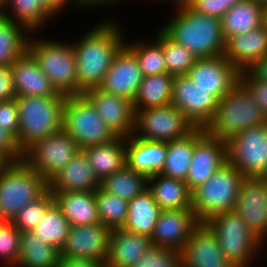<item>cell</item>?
Segmentation results:
<instances>
[{"label":"cell","mask_w":267,"mask_h":267,"mask_svg":"<svg viewBox=\"0 0 267 267\" xmlns=\"http://www.w3.org/2000/svg\"><path fill=\"white\" fill-rule=\"evenodd\" d=\"M122 33L119 24L105 20L88 30L79 41L72 42L79 95L101 85L114 58L125 46Z\"/></svg>","instance_id":"6da1fadb"},{"label":"cell","mask_w":267,"mask_h":267,"mask_svg":"<svg viewBox=\"0 0 267 267\" xmlns=\"http://www.w3.org/2000/svg\"><path fill=\"white\" fill-rule=\"evenodd\" d=\"M173 19L161 28L197 58L222 56L226 41L220 19L198 13L188 6L176 8Z\"/></svg>","instance_id":"7a4b0ae2"},{"label":"cell","mask_w":267,"mask_h":267,"mask_svg":"<svg viewBox=\"0 0 267 267\" xmlns=\"http://www.w3.org/2000/svg\"><path fill=\"white\" fill-rule=\"evenodd\" d=\"M67 96L16 97L19 131L16 144L24 154L38 140L63 129L64 103Z\"/></svg>","instance_id":"3957f363"},{"label":"cell","mask_w":267,"mask_h":267,"mask_svg":"<svg viewBox=\"0 0 267 267\" xmlns=\"http://www.w3.org/2000/svg\"><path fill=\"white\" fill-rule=\"evenodd\" d=\"M267 123L262 108L239 81L218 104L209 123L204 127L208 135L228 141L247 128Z\"/></svg>","instance_id":"277c9868"},{"label":"cell","mask_w":267,"mask_h":267,"mask_svg":"<svg viewBox=\"0 0 267 267\" xmlns=\"http://www.w3.org/2000/svg\"><path fill=\"white\" fill-rule=\"evenodd\" d=\"M36 37V38H35ZM30 35L27 51L58 93L79 95L76 56L71 43ZM35 38V39H34Z\"/></svg>","instance_id":"5b68a950"},{"label":"cell","mask_w":267,"mask_h":267,"mask_svg":"<svg viewBox=\"0 0 267 267\" xmlns=\"http://www.w3.org/2000/svg\"><path fill=\"white\" fill-rule=\"evenodd\" d=\"M245 177L229 162L205 183L192 190L191 207L199 222L222 212L234 210Z\"/></svg>","instance_id":"8992f818"},{"label":"cell","mask_w":267,"mask_h":267,"mask_svg":"<svg viewBox=\"0 0 267 267\" xmlns=\"http://www.w3.org/2000/svg\"><path fill=\"white\" fill-rule=\"evenodd\" d=\"M48 190V182L24 159L10 162L0 172V213L9 221Z\"/></svg>","instance_id":"52a82bcc"},{"label":"cell","mask_w":267,"mask_h":267,"mask_svg":"<svg viewBox=\"0 0 267 267\" xmlns=\"http://www.w3.org/2000/svg\"><path fill=\"white\" fill-rule=\"evenodd\" d=\"M205 223L215 233L223 255L235 267H249L253 256L265 245L234 210L213 215Z\"/></svg>","instance_id":"ba28073f"},{"label":"cell","mask_w":267,"mask_h":267,"mask_svg":"<svg viewBox=\"0 0 267 267\" xmlns=\"http://www.w3.org/2000/svg\"><path fill=\"white\" fill-rule=\"evenodd\" d=\"M63 130L75 140L81 150L106 144L117 138L84 94L65 98Z\"/></svg>","instance_id":"9c48e42d"},{"label":"cell","mask_w":267,"mask_h":267,"mask_svg":"<svg viewBox=\"0 0 267 267\" xmlns=\"http://www.w3.org/2000/svg\"><path fill=\"white\" fill-rule=\"evenodd\" d=\"M133 135L145 140L169 142L183 138L195 127L174 105L134 111Z\"/></svg>","instance_id":"30bf717a"},{"label":"cell","mask_w":267,"mask_h":267,"mask_svg":"<svg viewBox=\"0 0 267 267\" xmlns=\"http://www.w3.org/2000/svg\"><path fill=\"white\" fill-rule=\"evenodd\" d=\"M266 124L247 128L227 141L228 162L245 178L267 176Z\"/></svg>","instance_id":"8fae6325"},{"label":"cell","mask_w":267,"mask_h":267,"mask_svg":"<svg viewBox=\"0 0 267 267\" xmlns=\"http://www.w3.org/2000/svg\"><path fill=\"white\" fill-rule=\"evenodd\" d=\"M81 149L63 129L38 140L23 159L47 182L58 173Z\"/></svg>","instance_id":"7c38bea8"},{"label":"cell","mask_w":267,"mask_h":267,"mask_svg":"<svg viewBox=\"0 0 267 267\" xmlns=\"http://www.w3.org/2000/svg\"><path fill=\"white\" fill-rule=\"evenodd\" d=\"M171 104L176 106L195 128H204L212 119L218 99L198 87L188 75L173 81Z\"/></svg>","instance_id":"4fadbf2b"},{"label":"cell","mask_w":267,"mask_h":267,"mask_svg":"<svg viewBox=\"0 0 267 267\" xmlns=\"http://www.w3.org/2000/svg\"><path fill=\"white\" fill-rule=\"evenodd\" d=\"M227 162V141L208 135L204 128H195L193 158L185 181L189 189L208 181Z\"/></svg>","instance_id":"5bb4252c"},{"label":"cell","mask_w":267,"mask_h":267,"mask_svg":"<svg viewBox=\"0 0 267 267\" xmlns=\"http://www.w3.org/2000/svg\"><path fill=\"white\" fill-rule=\"evenodd\" d=\"M112 229L99 222L70 226L61 256L106 263Z\"/></svg>","instance_id":"9a60e30c"},{"label":"cell","mask_w":267,"mask_h":267,"mask_svg":"<svg viewBox=\"0 0 267 267\" xmlns=\"http://www.w3.org/2000/svg\"><path fill=\"white\" fill-rule=\"evenodd\" d=\"M239 73L222 55L197 58L187 75L198 87L221 100L239 82Z\"/></svg>","instance_id":"2e32d148"},{"label":"cell","mask_w":267,"mask_h":267,"mask_svg":"<svg viewBox=\"0 0 267 267\" xmlns=\"http://www.w3.org/2000/svg\"><path fill=\"white\" fill-rule=\"evenodd\" d=\"M265 178H245L234 211L263 243L267 238Z\"/></svg>","instance_id":"e0dca14e"},{"label":"cell","mask_w":267,"mask_h":267,"mask_svg":"<svg viewBox=\"0 0 267 267\" xmlns=\"http://www.w3.org/2000/svg\"><path fill=\"white\" fill-rule=\"evenodd\" d=\"M83 94L117 137L126 138L133 134L135 112L132 101L104 92L99 87L88 89Z\"/></svg>","instance_id":"ac0fdd59"},{"label":"cell","mask_w":267,"mask_h":267,"mask_svg":"<svg viewBox=\"0 0 267 267\" xmlns=\"http://www.w3.org/2000/svg\"><path fill=\"white\" fill-rule=\"evenodd\" d=\"M199 223L192 209L161 210L151 236L152 245L180 253Z\"/></svg>","instance_id":"d6986e66"},{"label":"cell","mask_w":267,"mask_h":267,"mask_svg":"<svg viewBox=\"0 0 267 267\" xmlns=\"http://www.w3.org/2000/svg\"><path fill=\"white\" fill-rule=\"evenodd\" d=\"M181 267H235L221 252L215 233L200 222L180 252Z\"/></svg>","instance_id":"ffe728a7"},{"label":"cell","mask_w":267,"mask_h":267,"mask_svg":"<svg viewBox=\"0 0 267 267\" xmlns=\"http://www.w3.org/2000/svg\"><path fill=\"white\" fill-rule=\"evenodd\" d=\"M143 80L136 56L124 46L114 58L99 88L132 101Z\"/></svg>","instance_id":"44dd1931"},{"label":"cell","mask_w":267,"mask_h":267,"mask_svg":"<svg viewBox=\"0 0 267 267\" xmlns=\"http://www.w3.org/2000/svg\"><path fill=\"white\" fill-rule=\"evenodd\" d=\"M100 181L95 175L86 154L81 150L48 182L54 193L96 191Z\"/></svg>","instance_id":"7402d4cb"},{"label":"cell","mask_w":267,"mask_h":267,"mask_svg":"<svg viewBox=\"0 0 267 267\" xmlns=\"http://www.w3.org/2000/svg\"><path fill=\"white\" fill-rule=\"evenodd\" d=\"M13 84L17 97L56 96L58 92L40 69L33 56L26 51L11 65Z\"/></svg>","instance_id":"603a6c76"},{"label":"cell","mask_w":267,"mask_h":267,"mask_svg":"<svg viewBox=\"0 0 267 267\" xmlns=\"http://www.w3.org/2000/svg\"><path fill=\"white\" fill-rule=\"evenodd\" d=\"M267 55V29L261 26L226 41L224 56L239 71L250 69Z\"/></svg>","instance_id":"cb8c5ba5"},{"label":"cell","mask_w":267,"mask_h":267,"mask_svg":"<svg viewBox=\"0 0 267 267\" xmlns=\"http://www.w3.org/2000/svg\"><path fill=\"white\" fill-rule=\"evenodd\" d=\"M152 246L149 236L114 228L110 236L106 267H132Z\"/></svg>","instance_id":"d4e9b609"},{"label":"cell","mask_w":267,"mask_h":267,"mask_svg":"<svg viewBox=\"0 0 267 267\" xmlns=\"http://www.w3.org/2000/svg\"><path fill=\"white\" fill-rule=\"evenodd\" d=\"M167 154V142L126 137L127 166L147 177L161 172Z\"/></svg>","instance_id":"484cf974"},{"label":"cell","mask_w":267,"mask_h":267,"mask_svg":"<svg viewBox=\"0 0 267 267\" xmlns=\"http://www.w3.org/2000/svg\"><path fill=\"white\" fill-rule=\"evenodd\" d=\"M148 189L161 210L192 209V191L183 180L158 173L148 177Z\"/></svg>","instance_id":"4316f807"},{"label":"cell","mask_w":267,"mask_h":267,"mask_svg":"<svg viewBox=\"0 0 267 267\" xmlns=\"http://www.w3.org/2000/svg\"><path fill=\"white\" fill-rule=\"evenodd\" d=\"M54 199L70 226L100 222L94 191L54 193Z\"/></svg>","instance_id":"83f0119b"},{"label":"cell","mask_w":267,"mask_h":267,"mask_svg":"<svg viewBox=\"0 0 267 267\" xmlns=\"http://www.w3.org/2000/svg\"><path fill=\"white\" fill-rule=\"evenodd\" d=\"M82 151L100 182L127 165L124 137H117L106 144L86 147Z\"/></svg>","instance_id":"f1b7e54d"},{"label":"cell","mask_w":267,"mask_h":267,"mask_svg":"<svg viewBox=\"0 0 267 267\" xmlns=\"http://www.w3.org/2000/svg\"><path fill=\"white\" fill-rule=\"evenodd\" d=\"M225 41L253 31L262 26V5L252 0H243L228 10L220 19Z\"/></svg>","instance_id":"f546056e"},{"label":"cell","mask_w":267,"mask_h":267,"mask_svg":"<svg viewBox=\"0 0 267 267\" xmlns=\"http://www.w3.org/2000/svg\"><path fill=\"white\" fill-rule=\"evenodd\" d=\"M161 212L147 188L128 203V215L123 229L151 237Z\"/></svg>","instance_id":"4dcf8cb0"},{"label":"cell","mask_w":267,"mask_h":267,"mask_svg":"<svg viewBox=\"0 0 267 267\" xmlns=\"http://www.w3.org/2000/svg\"><path fill=\"white\" fill-rule=\"evenodd\" d=\"M174 76L167 73L143 76L133 100L134 111L171 104Z\"/></svg>","instance_id":"1f68e13d"},{"label":"cell","mask_w":267,"mask_h":267,"mask_svg":"<svg viewBox=\"0 0 267 267\" xmlns=\"http://www.w3.org/2000/svg\"><path fill=\"white\" fill-rule=\"evenodd\" d=\"M60 251L38 239L32 231L20 232V254L14 267H56Z\"/></svg>","instance_id":"d6a6232c"},{"label":"cell","mask_w":267,"mask_h":267,"mask_svg":"<svg viewBox=\"0 0 267 267\" xmlns=\"http://www.w3.org/2000/svg\"><path fill=\"white\" fill-rule=\"evenodd\" d=\"M195 147V129L183 138L167 142V154L160 174L186 181Z\"/></svg>","instance_id":"836d02e7"},{"label":"cell","mask_w":267,"mask_h":267,"mask_svg":"<svg viewBox=\"0 0 267 267\" xmlns=\"http://www.w3.org/2000/svg\"><path fill=\"white\" fill-rule=\"evenodd\" d=\"M31 32L20 23L0 16V66L12 63L27 51Z\"/></svg>","instance_id":"e575fe53"},{"label":"cell","mask_w":267,"mask_h":267,"mask_svg":"<svg viewBox=\"0 0 267 267\" xmlns=\"http://www.w3.org/2000/svg\"><path fill=\"white\" fill-rule=\"evenodd\" d=\"M7 7L11 13L5 12L4 16L25 26L33 35L55 16L41 0H5Z\"/></svg>","instance_id":"d590c367"},{"label":"cell","mask_w":267,"mask_h":267,"mask_svg":"<svg viewBox=\"0 0 267 267\" xmlns=\"http://www.w3.org/2000/svg\"><path fill=\"white\" fill-rule=\"evenodd\" d=\"M100 187L108 193L130 201L148 188V177L126 165L104 178L100 182Z\"/></svg>","instance_id":"8d00e7d4"},{"label":"cell","mask_w":267,"mask_h":267,"mask_svg":"<svg viewBox=\"0 0 267 267\" xmlns=\"http://www.w3.org/2000/svg\"><path fill=\"white\" fill-rule=\"evenodd\" d=\"M69 228V222L60 207L54 202L32 232L42 242L50 244L61 251L65 245Z\"/></svg>","instance_id":"74e56055"},{"label":"cell","mask_w":267,"mask_h":267,"mask_svg":"<svg viewBox=\"0 0 267 267\" xmlns=\"http://www.w3.org/2000/svg\"><path fill=\"white\" fill-rule=\"evenodd\" d=\"M155 37L154 39L162 46L167 74L174 77L187 75L197 57L170 38L161 28Z\"/></svg>","instance_id":"f35d334b"},{"label":"cell","mask_w":267,"mask_h":267,"mask_svg":"<svg viewBox=\"0 0 267 267\" xmlns=\"http://www.w3.org/2000/svg\"><path fill=\"white\" fill-rule=\"evenodd\" d=\"M95 199L100 222L111 229L122 228L127 219L129 201L101 187L95 191Z\"/></svg>","instance_id":"ab89813d"},{"label":"cell","mask_w":267,"mask_h":267,"mask_svg":"<svg viewBox=\"0 0 267 267\" xmlns=\"http://www.w3.org/2000/svg\"><path fill=\"white\" fill-rule=\"evenodd\" d=\"M125 46L136 56L143 76L167 73L162 46L153 38V41L138 40Z\"/></svg>","instance_id":"60d3db41"},{"label":"cell","mask_w":267,"mask_h":267,"mask_svg":"<svg viewBox=\"0 0 267 267\" xmlns=\"http://www.w3.org/2000/svg\"><path fill=\"white\" fill-rule=\"evenodd\" d=\"M55 202L54 194L48 189L37 200L25 205L12 223L20 231H32L43 218L47 209Z\"/></svg>","instance_id":"b9f144b4"},{"label":"cell","mask_w":267,"mask_h":267,"mask_svg":"<svg viewBox=\"0 0 267 267\" xmlns=\"http://www.w3.org/2000/svg\"><path fill=\"white\" fill-rule=\"evenodd\" d=\"M20 230L10 222L0 229V259L4 267H14L20 254Z\"/></svg>","instance_id":"7bdbcfd3"},{"label":"cell","mask_w":267,"mask_h":267,"mask_svg":"<svg viewBox=\"0 0 267 267\" xmlns=\"http://www.w3.org/2000/svg\"><path fill=\"white\" fill-rule=\"evenodd\" d=\"M132 267H181L180 253L152 246Z\"/></svg>","instance_id":"ee69618b"},{"label":"cell","mask_w":267,"mask_h":267,"mask_svg":"<svg viewBox=\"0 0 267 267\" xmlns=\"http://www.w3.org/2000/svg\"><path fill=\"white\" fill-rule=\"evenodd\" d=\"M239 81L246 87L267 117V82L258 79L249 69L240 71Z\"/></svg>","instance_id":"f6af8a7d"},{"label":"cell","mask_w":267,"mask_h":267,"mask_svg":"<svg viewBox=\"0 0 267 267\" xmlns=\"http://www.w3.org/2000/svg\"><path fill=\"white\" fill-rule=\"evenodd\" d=\"M241 1L243 0H191L187 6L198 13L221 19Z\"/></svg>","instance_id":"bcb514c9"},{"label":"cell","mask_w":267,"mask_h":267,"mask_svg":"<svg viewBox=\"0 0 267 267\" xmlns=\"http://www.w3.org/2000/svg\"><path fill=\"white\" fill-rule=\"evenodd\" d=\"M0 127L14 138L19 131V113L16 99L0 102Z\"/></svg>","instance_id":"7dc6e473"},{"label":"cell","mask_w":267,"mask_h":267,"mask_svg":"<svg viewBox=\"0 0 267 267\" xmlns=\"http://www.w3.org/2000/svg\"><path fill=\"white\" fill-rule=\"evenodd\" d=\"M0 154H2L9 162H16L23 159V154L19 150L15 138L1 127Z\"/></svg>","instance_id":"c3c4849f"},{"label":"cell","mask_w":267,"mask_h":267,"mask_svg":"<svg viewBox=\"0 0 267 267\" xmlns=\"http://www.w3.org/2000/svg\"><path fill=\"white\" fill-rule=\"evenodd\" d=\"M11 65L0 66V102L16 98Z\"/></svg>","instance_id":"681fc988"},{"label":"cell","mask_w":267,"mask_h":267,"mask_svg":"<svg viewBox=\"0 0 267 267\" xmlns=\"http://www.w3.org/2000/svg\"><path fill=\"white\" fill-rule=\"evenodd\" d=\"M56 267H106L105 263L59 256Z\"/></svg>","instance_id":"f907efd6"},{"label":"cell","mask_w":267,"mask_h":267,"mask_svg":"<svg viewBox=\"0 0 267 267\" xmlns=\"http://www.w3.org/2000/svg\"><path fill=\"white\" fill-rule=\"evenodd\" d=\"M44 5L56 16V14H61L59 11H62L65 9L64 7H67V4L71 3V5L75 4L74 7L77 6L76 0H41Z\"/></svg>","instance_id":"816d5d0a"},{"label":"cell","mask_w":267,"mask_h":267,"mask_svg":"<svg viewBox=\"0 0 267 267\" xmlns=\"http://www.w3.org/2000/svg\"><path fill=\"white\" fill-rule=\"evenodd\" d=\"M258 79L267 82V55L249 69Z\"/></svg>","instance_id":"f5cc1de1"},{"label":"cell","mask_w":267,"mask_h":267,"mask_svg":"<svg viewBox=\"0 0 267 267\" xmlns=\"http://www.w3.org/2000/svg\"><path fill=\"white\" fill-rule=\"evenodd\" d=\"M118 1H122V0H76L77 2V7L81 9L83 8H88L90 9V7L92 6L94 7H98V6H107L110 3L114 4L113 2L117 3ZM107 4V5H106Z\"/></svg>","instance_id":"db71d44e"},{"label":"cell","mask_w":267,"mask_h":267,"mask_svg":"<svg viewBox=\"0 0 267 267\" xmlns=\"http://www.w3.org/2000/svg\"><path fill=\"white\" fill-rule=\"evenodd\" d=\"M262 26L267 29V3L262 5Z\"/></svg>","instance_id":"11a10c76"},{"label":"cell","mask_w":267,"mask_h":267,"mask_svg":"<svg viewBox=\"0 0 267 267\" xmlns=\"http://www.w3.org/2000/svg\"><path fill=\"white\" fill-rule=\"evenodd\" d=\"M164 1H167V0H164ZM169 1L173 2L174 4L176 3L175 7L181 8V7L187 6L191 0H169Z\"/></svg>","instance_id":"9f6ffc18"},{"label":"cell","mask_w":267,"mask_h":267,"mask_svg":"<svg viewBox=\"0 0 267 267\" xmlns=\"http://www.w3.org/2000/svg\"><path fill=\"white\" fill-rule=\"evenodd\" d=\"M11 221H9L2 213H0V229H3Z\"/></svg>","instance_id":"6f0895ef"},{"label":"cell","mask_w":267,"mask_h":267,"mask_svg":"<svg viewBox=\"0 0 267 267\" xmlns=\"http://www.w3.org/2000/svg\"><path fill=\"white\" fill-rule=\"evenodd\" d=\"M10 162L0 154V172L9 164Z\"/></svg>","instance_id":"680465c9"},{"label":"cell","mask_w":267,"mask_h":267,"mask_svg":"<svg viewBox=\"0 0 267 267\" xmlns=\"http://www.w3.org/2000/svg\"><path fill=\"white\" fill-rule=\"evenodd\" d=\"M5 12V0H0V16H3Z\"/></svg>","instance_id":"91938a15"},{"label":"cell","mask_w":267,"mask_h":267,"mask_svg":"<svg viewBox=\"0 0 267 267\" xmlns=\"http://www.w3.org/2000/svg\"><path fill=\"white\" fill-rule=\"evenodd\" d=\"M254 2H257L258 4L264 5L267 3V0H252Z\"/></svg>","instance_id":"94428289"},{"label":"cell","mask_w":267,"mask_h":267,"mask_svg":"<svg viewBox=\"0 0 267 267\" xmlns=\"http://www.w3.org/2000/svg\"><path fill=\"white\" fill-rule=\"evenodd\" d=\"M265 178V187H266V207H267V176H264ZM267 212V209H266Z\"/></svg>","instance_id":"6125c7cd"},{"label":"cell","mask_w":267,"mask_h":267,"mask_svg":"<svg viewBox=\"0 0 267 267\" xmlns=\"http://www.w3.org/2000/svg\"><path fill=\"white\" fill-rule=\"evenodd\" d=\"M266 135H267V123H266ZM267 145V142H266ZM266 153H267V146H266Z\"/></svg>","instance_id":"be15d7a7"}]
</instances>
